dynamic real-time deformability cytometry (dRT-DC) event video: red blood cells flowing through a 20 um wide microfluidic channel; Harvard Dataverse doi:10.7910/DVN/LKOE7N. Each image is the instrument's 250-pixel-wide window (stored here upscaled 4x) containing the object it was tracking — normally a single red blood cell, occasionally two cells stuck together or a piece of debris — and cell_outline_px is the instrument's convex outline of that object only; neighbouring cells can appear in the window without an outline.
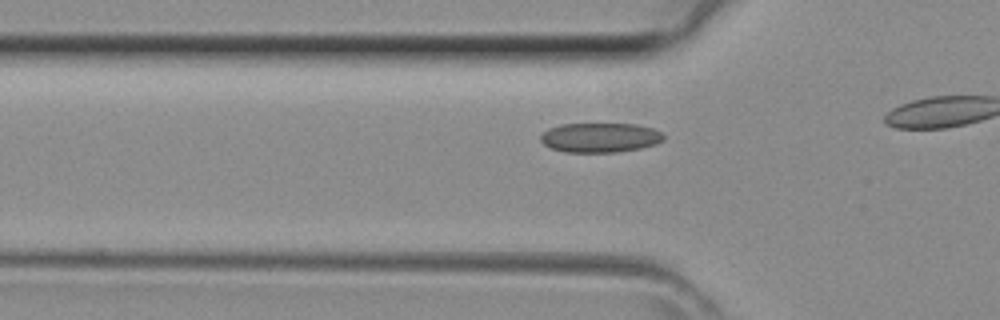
{"species": "common noctule bat (a hibernating species)", "species_latin": "Nyctalus noctula", "temperature_condition": "room temperature", "stored_images_in_passage": 15, "camera_frame_rate_fps": 3000, "um_per_image_px": 0.085, "animal": {"sex": "female", "body_mass_g": 29.2, "forearm_length_mm": 56.3}, "frame": {"image": 1, "passage_image": 11, "time_ms": 3.333, "image_size_px": [1000, 320], "cell_outline_px": [[664, 140], [656, 144], [640, 148], [616, 152], [564, 152], [548, 148], [540, 140], [540, 136], [548, 128], [560, 124], [636, 124], [652, 128], [660, 132], [664, 136]], "centroid_in_image_um": [50.97, 11.7], "position_along_channel_um": 74.8, "area_um2": 21.27}}